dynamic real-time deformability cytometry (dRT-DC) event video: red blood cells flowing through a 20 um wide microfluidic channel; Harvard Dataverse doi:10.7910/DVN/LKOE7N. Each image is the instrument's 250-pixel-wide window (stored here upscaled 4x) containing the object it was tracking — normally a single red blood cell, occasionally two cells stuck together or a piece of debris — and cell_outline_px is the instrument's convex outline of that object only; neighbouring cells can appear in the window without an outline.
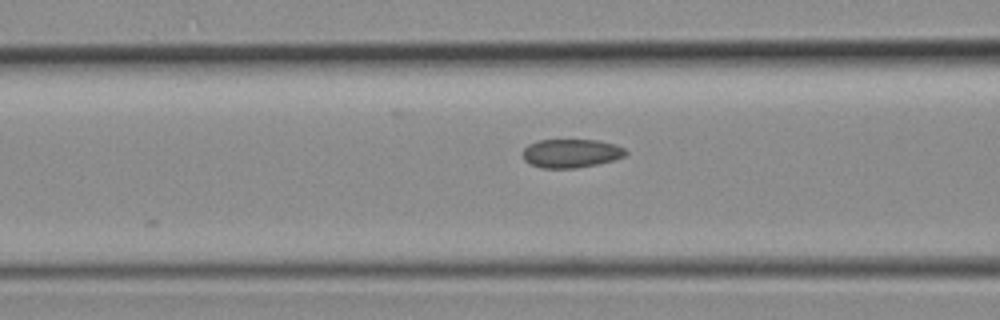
{"species": "common noctule bat (a hibernating species)", "species_latin": "Nyctalus noctula", "temperature_condition": "room temperature", "stored_images_in_passage": 5, "camera_frame_rate_fps": 3000, "um_per_image_px": 0.085, "animal": {"sex": "female", "body_mass_g": 19.3, "forearm_length_mm": 54.1}, "frame": {"image": 1, "passage_image": 5, "time_ms": 1.333, "image_size_px": [1000, 320], "cell_outline_px": [[628, 152], [624, 156], [612, 160], [596, 164], [576, 168], [540, 168], [524, 160], [524, 148], [528, 144], [536, 140], [600, 140], [616, 144], [624, 148]], "centroid_in_image_um": [48.55, 13.02], "position_along_channel_um": 118.1, "area_um2": 17.17}}